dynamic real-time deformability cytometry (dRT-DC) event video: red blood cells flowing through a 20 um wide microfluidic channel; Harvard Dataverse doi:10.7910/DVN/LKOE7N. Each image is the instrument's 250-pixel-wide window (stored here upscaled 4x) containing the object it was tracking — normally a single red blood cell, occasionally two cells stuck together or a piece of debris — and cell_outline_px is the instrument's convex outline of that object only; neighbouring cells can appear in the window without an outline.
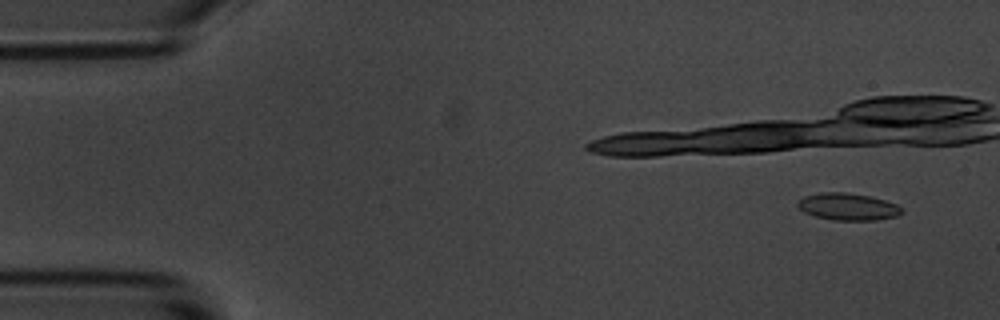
{"species": "common noctule bat (a hibernating species)", "species_latin": "Nyctalus noctula", "temperature_condition": "room temperature", "stored_images_in_passage": 7, "camera_frame_rate_fps": 3000, "um_per_image_px": 0.085, "animal": {"sex": "male", "body_mass_g": 20.1, "forearm_length_mm": 53.5}, "frame": {"image": 1, "passage_image": 1, "time_ms": 0.0, "image_size_px": [1000, 320], "cell_outline_px": [[904, 212], [896, 216], [876, 220], [832, 220], [816, 216], [804, 212], [796, 204], [804, 196], [820, 192], [844, 192], [868, 196], [884, 200], [896, 204]], "centroid_in_image_um": [72.06, 17.57], "position_along_channel_um": 12.9, "area_um2": 16.24}}